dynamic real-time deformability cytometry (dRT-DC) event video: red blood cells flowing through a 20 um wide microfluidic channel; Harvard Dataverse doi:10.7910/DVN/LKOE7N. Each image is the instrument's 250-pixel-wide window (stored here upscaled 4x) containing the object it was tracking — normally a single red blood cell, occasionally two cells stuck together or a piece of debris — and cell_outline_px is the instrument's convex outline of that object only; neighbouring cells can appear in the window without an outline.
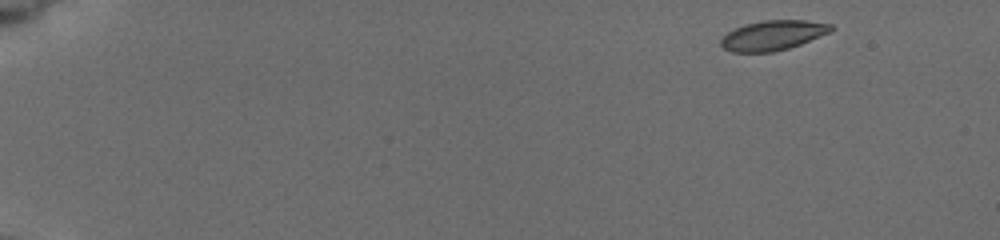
{"species": "common noctule bat (a hibernating species)", "species_latin": "Nyctalus noctula", "temperature_condition": "cold", "stored_images_in_passage": 6, "camera_frame_rate_fps": 3000, "um_per_image_px": 0.085, "animal": {"sex": "female", "body_mass_g": 19.5, "forearm_length_mm": 54.1}, "frame": {"image": 1, "passage_image": 1, "time_ms": 0.0, "image_size_px": [1000, 240], "cell_outline_px": [[836, 28], [832, 32], [800, 44], [788, 48], [772, 52], [732, 52], [724, 48], [720, 44], [720, 40], [728, 32], [744, 24], [764, 20], [804, 20], [832, 24]], "centroid_in_image_um": [65.73, 3.0], "position_along_channel_um": 19.3, "area_um2": 19.19}}
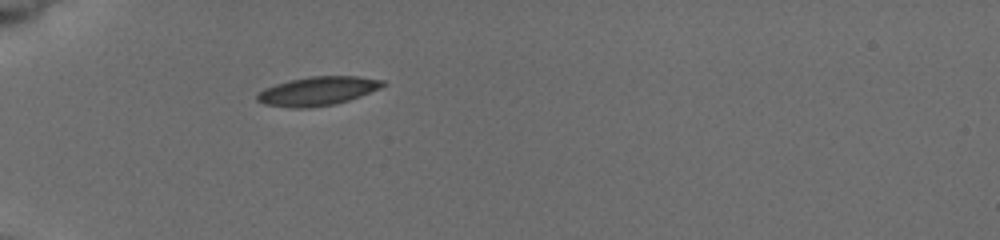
{"frame": {"image": 2, "passage_image": 6, "time_ms": 4.333, "image_size_px": [1000, 240], "cell_outline_px": [[388, 84], [380, 88], [360, 96], [336, 104], [308, 108], [288, 108], [264, 104], [256, 100], [256, 96], [264, 88], [276, 84], [292, 80], [312, 76], [356, 76], [384, 80]], "centroid_in_image_um": [27.01, 7.75], "position_along_channel_um": 58.0, "area_um2": 21.1}}